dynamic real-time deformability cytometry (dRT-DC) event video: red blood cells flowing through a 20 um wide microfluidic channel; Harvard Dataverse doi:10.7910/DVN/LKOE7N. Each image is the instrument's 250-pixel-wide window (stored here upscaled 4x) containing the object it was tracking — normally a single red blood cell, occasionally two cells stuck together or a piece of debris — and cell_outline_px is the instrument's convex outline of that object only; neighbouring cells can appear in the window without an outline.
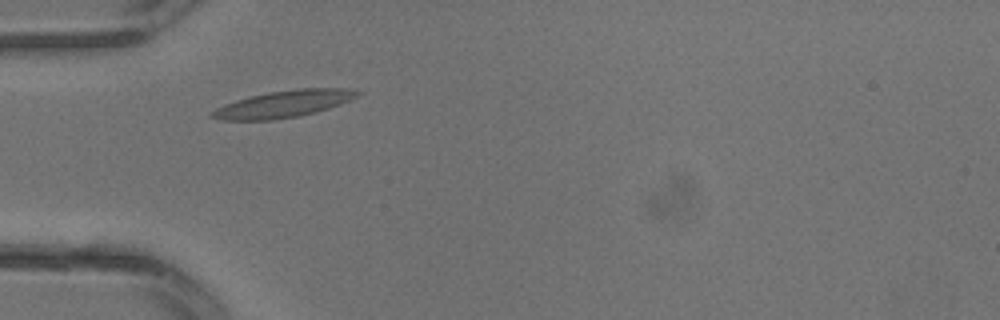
{"species": "common noctule bat (a hibernating species)", "species_latin": "Nyctalus noctula", "temperature_condition": "warm", "stored_images_in_passage": 7, "camera_frame_rate_fps": 3000, "um_per_image_px": 0.085, "animal": {"sex": "male", "body_mass_g": 13.3}, "frame": {"image": 1, "passage_image": 5, "time_ms": 1.333, "image_size_px": [1000, 320], "cell_outline_px": [[364, 92], [360, 96], [340, 104], [316, 112], [300, 116], [272, 120], [220, 120], [208, 116], [216, 108], [224, 104], [236, 100], [268, 92], [296, 88], [348, 88]], "centroid_in_image_um": [24.15, 8.83], "position_along_channel_um": 60.9, "area_um2": 22.95}}
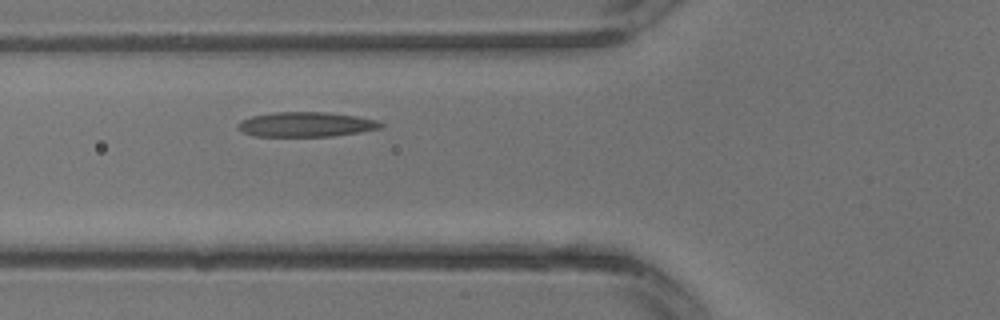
{"frame": {"image": 2, "passage_image": 7, "time_ms": 2.0, "image_size_px": [1000, 320], "cell_outline_px": [[384, 124], [380, 128], [360, 132], [332, 136], [252, 136], [244, 132], [236, 124], [240, 120], [252, 116], [272, 112], [324, 112], [356, 116], [376, 120]], "centroid_in_image_um": [25.99, 10.57], "position_along_channel_um": 99.8, "area_um2": 20.52}}